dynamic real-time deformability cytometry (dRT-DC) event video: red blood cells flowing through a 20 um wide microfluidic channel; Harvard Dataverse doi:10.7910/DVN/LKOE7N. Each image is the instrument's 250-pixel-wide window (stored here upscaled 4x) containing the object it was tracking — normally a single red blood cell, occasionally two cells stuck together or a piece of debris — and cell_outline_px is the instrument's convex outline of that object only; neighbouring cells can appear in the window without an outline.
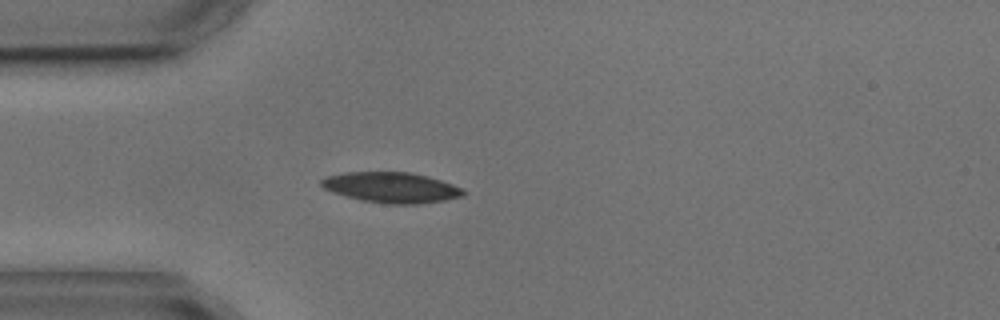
{"species": "common noctule bat (a hibernating species)", "species_latin": "Nyctalus noctula", "temperature_condition": "cold", "stored_images_in_passage": 3, "camera_frame_rate_fps": 3000, "um_per_image_px": 0.085, "animal": {"sex": "male", "body_mass_g": 17.9, "forearm_length_mm": 54.2}, "frame": {"image": 1, "passage_image": 3, "time_ms": 2.333, "image_size_px": [1000, 320], "cell_outline_px": [[468, 192], [464, 196], [444, 200], [420, 204], [388, 204], [360, 200], [324, 188], [320, 184], [320, 180], [328, 176], [344, 172], [412, 172], [428, 176], [452, 184]], "centroid_in_image_um": [33.31, 15.93], "position_along_channel_um": 51.7, "area_um2": 25.14}}